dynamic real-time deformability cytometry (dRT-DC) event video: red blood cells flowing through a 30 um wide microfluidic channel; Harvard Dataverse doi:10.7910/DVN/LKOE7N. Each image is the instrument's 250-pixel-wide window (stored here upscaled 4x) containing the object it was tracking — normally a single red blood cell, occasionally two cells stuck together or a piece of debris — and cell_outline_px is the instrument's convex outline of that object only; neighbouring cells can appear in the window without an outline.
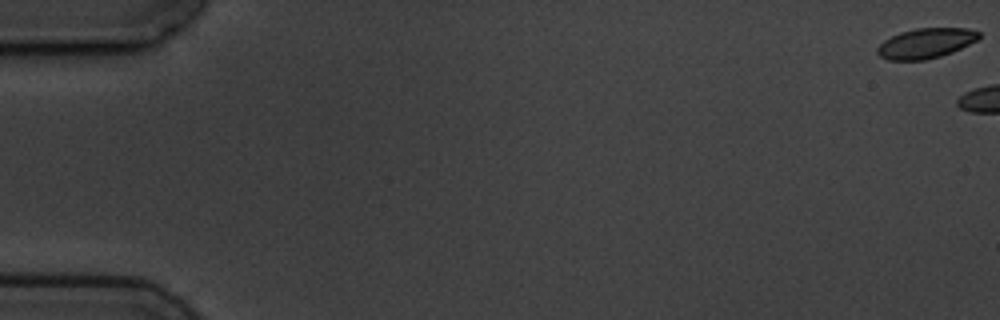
{"species": "common noctule bat (a hibernating species)", "species_latin": "Nyctalus noctula", "temperature_condition": "cold", "stored_images_in_passage": 6, "camera_frame_rate_fps": 3000, "um_per_image_px": 0.085, "animal": {"sex": "male", "body_mass_g": 19.5, "forearm_length_mm": 54.6}, "frame": {"image": 1, "passage_image": 1, "time_ms": 0.0, "image_size_px": [1000, 320], "cell_outline_px": [[980, 36], [976, 40], [952, 52], [940, 56], [924, 60], [888, 60], [880, 56], [876, 52], [876, 48], [884, 40], [900, 32], [916, 28], [968, 28], [980, 32]], "centroid_in_image_um": [78.67, 3.67], "position_along_channel_um": 6.3, "area_um2": 17.69}}
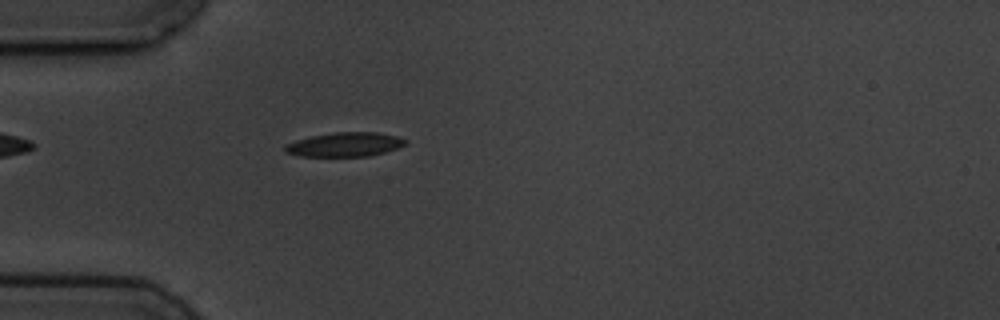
{"frame": {"image": 2, "passage_image": 6, "time_ms": 6.667, "image_size_px": [1000, 320], "cell_outline_px": [[408, 144], [384, 152], [368, 156], [300, 156], [284, 152], [284, 144], [296, 140], [312, 136], [336, 132], [376, 132], [396, 136], [408, 140]], "centroid_in_image_um": [29.3, 12.28], "position_along_channel_um": 55.7, "area_um2": 16.94}}